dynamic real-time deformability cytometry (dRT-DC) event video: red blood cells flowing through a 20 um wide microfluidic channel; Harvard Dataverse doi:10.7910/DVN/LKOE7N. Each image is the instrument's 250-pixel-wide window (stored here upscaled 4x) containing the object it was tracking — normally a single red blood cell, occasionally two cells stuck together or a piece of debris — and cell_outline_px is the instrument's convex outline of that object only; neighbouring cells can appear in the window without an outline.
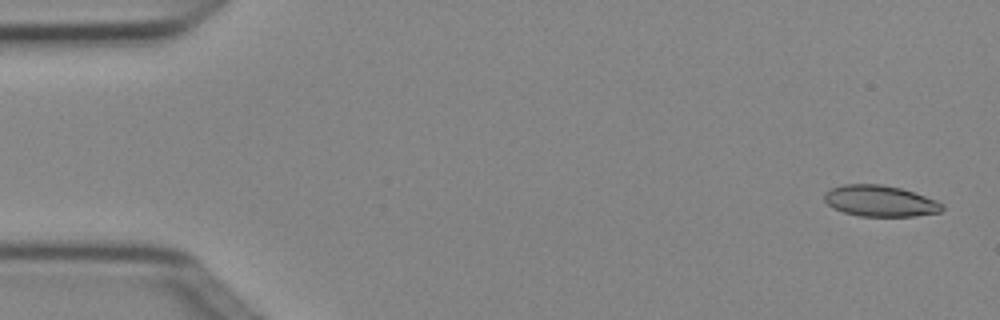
{"species": "Egyptian fruit bat (a non-hibernating species)", "species_latin": "Rousettus aegyptiacus", "temperature_condition": "cold", "stored_images_in_passage": 4, "camera_frame_rate_fps": 3000, "um_per_image_px": 0.085, "animal": {"sex": "female"}, "frame": {"image": 1, "passage_image": 1, "time_ms": 0.0, "image_size_px": [1000, 320], "cell_outline_px": [[944, 208], [940, 212], [912, 216], [860, 216], [844, 212], [832, 208], [824, 200], [824, 192], [832, 188], [844, 184], [880, 184], [900, 188], [936, 200], [944, 204]], "centroid_in_image_um": [74.79, 17.08], "position_along_channel_um": 10.2, "area_um2": 21.27}}
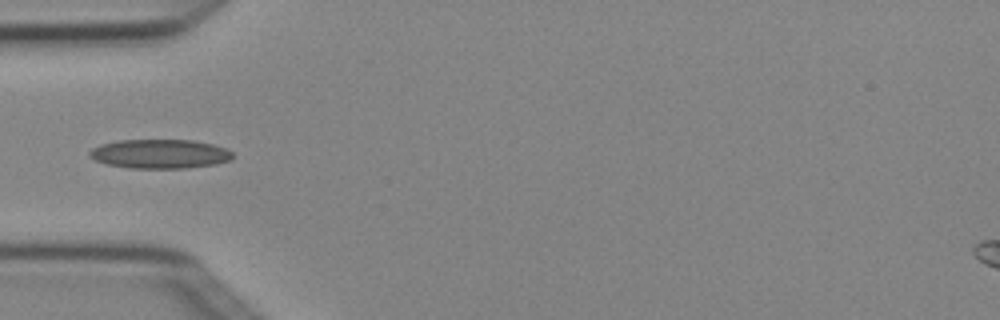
{"frame": {"image": 2, "passage_image": 4, "time_ms": 1.0, "image_size_px": [1000, 320], "cell_outline_px": [[232, 156], [228, 160], [216, 164], [184, 168], [128, 168], [108, 164], [96, 160], [88, 156], [88, 152], [92, 148], [100, 144], [120, 140], [192, 140], [212, 144], [224, 148], [232, 152]], "centroid_in_image_um": [13.54, 13.08], "position_along_channel_um": 71.5, "area_um2": 24.16}}